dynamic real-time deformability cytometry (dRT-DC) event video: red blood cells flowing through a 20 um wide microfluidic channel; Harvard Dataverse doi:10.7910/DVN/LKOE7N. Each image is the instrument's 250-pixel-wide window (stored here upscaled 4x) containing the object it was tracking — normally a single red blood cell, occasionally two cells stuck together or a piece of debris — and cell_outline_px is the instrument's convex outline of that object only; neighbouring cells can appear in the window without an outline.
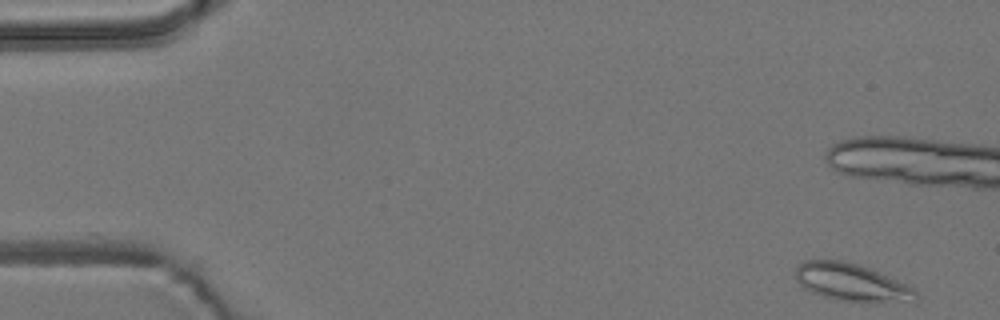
{"species": "common noctule bat (a hibernating species)", "species_latin": "Nyctalus noctula", "temperature_condition": "room temperature", "stored_images_in_passage": 5, "camera_frame_rate_fps": 3000, "um_per_image_px": 0.085, "animal": {"sex": "male", "body_mass_g": 19.2, "forearm_length_mm": 51.8}, "frame": {"image": 1, "passage_image": 1, "time_ms": 0.0, "image_size_px": [1000, 320], "cell_outline_px": [[916, 300], [868, 304], [836, 300], [812, 292], [804, 288], [796, 280], [796, 264], [804, 260], [840, 260], [856, 264], [868, 268], [916, 288]], "centroid_in_image_um": [72.37, 24.03], "position_along_channel_um": 12.6, "area_um2": 26.53}}